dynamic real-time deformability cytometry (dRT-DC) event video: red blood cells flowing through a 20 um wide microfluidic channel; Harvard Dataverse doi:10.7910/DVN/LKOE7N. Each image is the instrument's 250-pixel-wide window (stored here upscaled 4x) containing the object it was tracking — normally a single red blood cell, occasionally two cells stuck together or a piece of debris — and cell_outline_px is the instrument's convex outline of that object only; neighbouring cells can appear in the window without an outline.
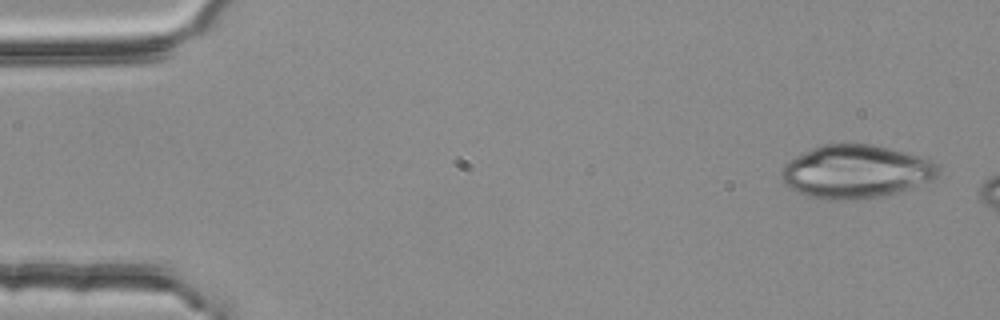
{"species": "common noctule bat (a hibernating species)", "species_latin": "Nyctalus noctula", "temperature_condition": "room temperature", "stored_images_in_passage": 2, "camera_frame_rate_fps": 3000, "um_per_image_px": 0.085, "animal": {"sex": "female", "body_mass_g": 25.1}, "frame": {"image": 1, "passage_image": 2, "time_ms": 0.333, "image_size_px": [1000, 320], "cell_outline_px": [[936, 180], [896, 192], [880, 196], [856, 200], [828, 200], [808, 196], [796, 192], [788, 188], [784, 184], [780, 176], [780, 172], [784, 164], [788, 160], [820, 144], [872, 144], [920, 156], [932, 160], [936, 164]], "centroid_in_image_um": [72.69, 14.59], "position_along_channel_um": 12.3, "area_um2": 48.78}}